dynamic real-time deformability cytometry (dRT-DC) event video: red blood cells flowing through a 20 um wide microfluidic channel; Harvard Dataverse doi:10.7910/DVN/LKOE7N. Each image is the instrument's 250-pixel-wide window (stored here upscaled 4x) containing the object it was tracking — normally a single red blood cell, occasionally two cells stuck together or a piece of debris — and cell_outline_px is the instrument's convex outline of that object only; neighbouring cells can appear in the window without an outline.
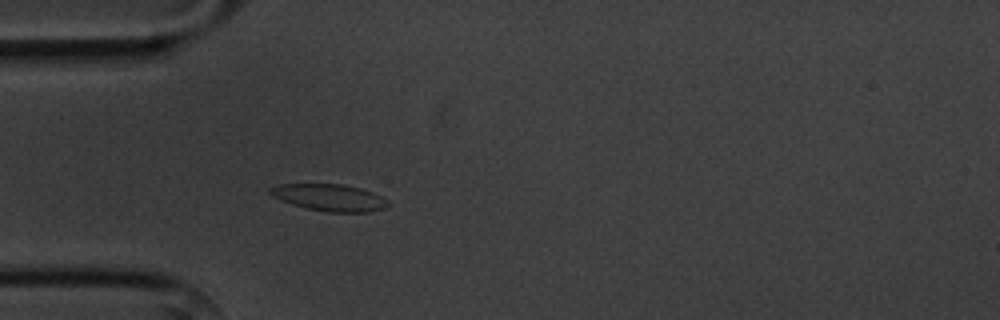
{"species": "common noctule bat (a hibernating species)", "species_latin": "Nyctalus noctula", "temperature_condition": "cold", "stored_images_in_passage": 4, "camera_frame_rate_fps": 3000, "um_per_image_px": 0.085, "animal": {"sex": "male", "body_mass_g": 20.1, "forearm_length_mm": 53.5}, "frame": {"image": 1, "passage_image": 4, "time_ms": 3.667, "image_size_px": [1000, 320], "cell_outline_px": [[388, 204], [384, 208], [368, 212], [328, 212], [308, 208], [292, 204], [280, 200], [272, 196], [268, 192], [268, 188], [276, 184], [340, 184], [360, 188], [372, 192], [388, 200]], "centroid_in_image_um": [27.96, 16.78], "position_along_channel_um": 57.0, "area_um2": 18.38}}